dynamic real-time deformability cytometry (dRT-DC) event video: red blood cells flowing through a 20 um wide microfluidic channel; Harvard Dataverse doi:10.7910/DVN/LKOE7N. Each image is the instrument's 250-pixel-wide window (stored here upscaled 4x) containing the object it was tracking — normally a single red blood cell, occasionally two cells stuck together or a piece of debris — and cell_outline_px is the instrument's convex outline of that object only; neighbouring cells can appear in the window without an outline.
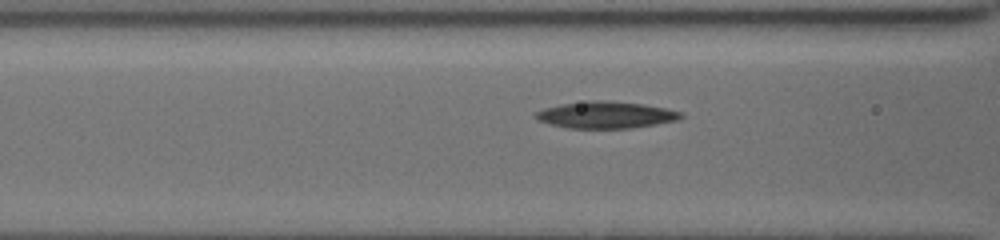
{"species": "common noctule bat (a hibernating species)", "species_latin": "Nyctalus noctula", "temperature_condition": "cold", "stored_images_in_passage": 13, "camera_frame_rate_fps": 3000, "um_per_image_px": 0.085, "animal": {"sex": "female", "body_mass_g": 19.5, "forearm_length_mm": 54.1}, "frame": {"image": 1, "passage_image": 9, "time_ms": 1.667, "image_size_px": [1000, 240], "cell_outline_px": [[684, 116], [680, 120], [632, 128], [568, 128], [552, 124], [540, 120], [536, 116], [536, 112], [544, 108], [560, 104], [588, 100], [604, 100], [644, 104], [684, 112]], "centroid_in_image_um": [51.57, 9.76], "position_along_channel_um": 115.0, "area_um2": 22.66}}